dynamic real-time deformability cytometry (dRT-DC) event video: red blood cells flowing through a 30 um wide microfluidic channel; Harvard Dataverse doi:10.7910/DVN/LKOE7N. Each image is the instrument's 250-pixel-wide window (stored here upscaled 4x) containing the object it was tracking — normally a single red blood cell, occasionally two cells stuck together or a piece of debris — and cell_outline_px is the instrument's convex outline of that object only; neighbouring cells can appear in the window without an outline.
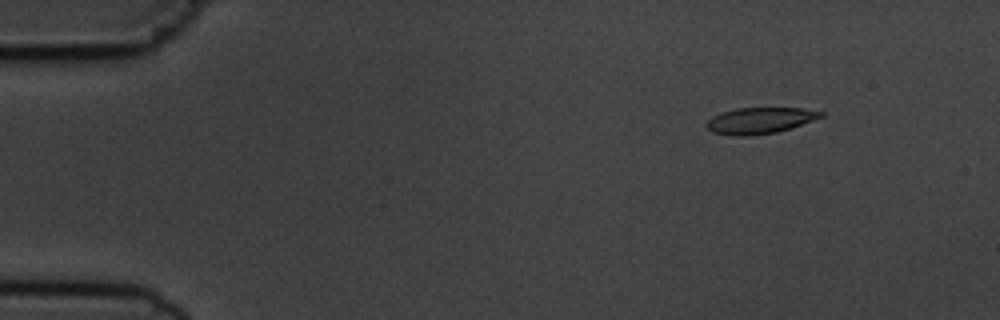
{"species": "common noctule bat (a hibernating species)", "species_latin": "Nyctalus noctula", "temperature_condition": "cold", "stored_images_in_passage": 5, "segment_of_instrument_passage": [1, 2], "camera_frame_rate_fps": 3000, "um_per_image_px": 0.085, "animal": {"sex": "male", "body_mass_g": 19.5, "forearm_length_mm": 54.6}, "frame": {"image": 1, "passage_image": 1, "time_ms": 0.0, "image_size_px": [1000, 320], "cell_outline_px": [[824, 116], [792, 128], [776, 132], [748, 136], [736, 136], [712, 132], [704, 124], [712, 116], [720, 112], [736, 108], [800, 108], [824, 112]], "centroid_in_image_um": [64.57, 10.24], "position_along_channel_um": 20.4, "area_um2": 17.51}}